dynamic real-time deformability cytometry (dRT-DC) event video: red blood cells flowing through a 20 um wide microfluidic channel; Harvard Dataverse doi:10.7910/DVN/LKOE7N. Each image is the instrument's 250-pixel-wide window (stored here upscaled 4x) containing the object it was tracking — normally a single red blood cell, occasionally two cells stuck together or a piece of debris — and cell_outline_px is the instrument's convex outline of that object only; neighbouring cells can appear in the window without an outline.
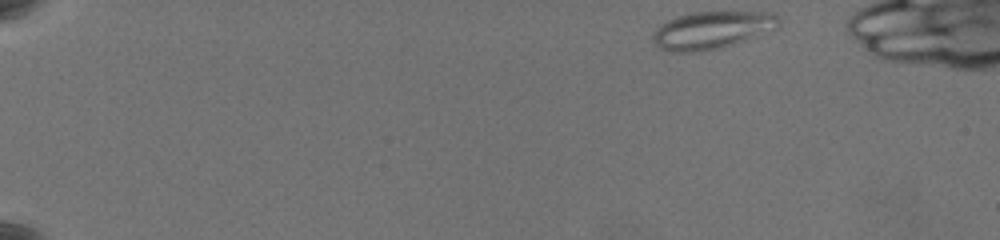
{"species": "common noctule bat (a hibernating species)", "species_latin": "Nyctalus noctula", "temperature_condition": "warm", "stored_images_in_passage": 53, "camera_frame_rate_fps": 3000, "um_per_image_px": 0.085, "animal": {"sex": "female", "body_mass_g": 19.5, "forearm_length_mm": 54.1}, "frame": {"image": 1, "passage_image": 1, "time_ms": 0.0, "image_size_px": [1000, 240], "cell_outline_px": [[780, 24], [776, 28], [744, 40], [720, 48], [700, 52], [668, 52], [660, 48], [652, 40], [652, 36], [656, 28], [668, 20], [676, 16], [692, 12], [776, 12], [780, 16]], "centroid_in_image_um": [60.51, 2.55], "position_along_channel_um": 24.5, "area_um2": 27.57}}
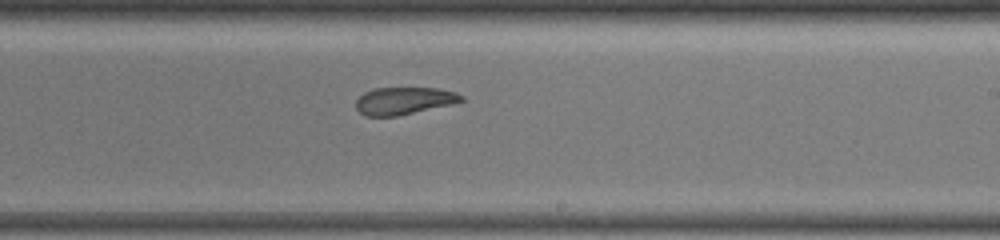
{"frame": {"image": 2, "passage_image": 32, "time_ms": 10.333, "image_size_px": [1000, 240], "cell_outline_px": [[464, 100], [452, 104], [396, 116], [364, 116], [356, 108], [356, 100], [364, 92], [376, 88], [436, 88], [456, 92], [464, 96]], "centroid_in_image_um": [34.33, 8.56], "position_along_channel_um": 254.7, "area_um2": 16.7}}
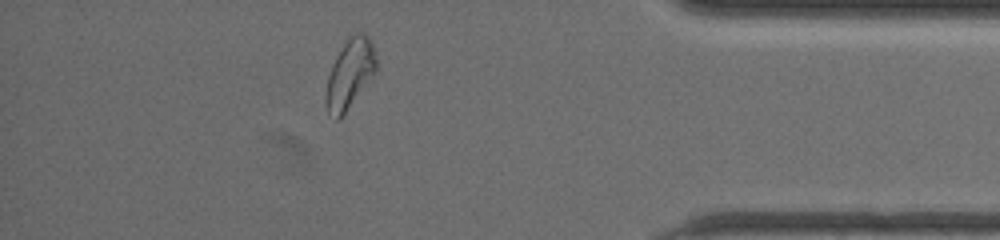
{"frame": {"image": 3, "passage_image": 47, "time_ms": 15.333, "image_size_px": [1000, 240], "cell_outline_px": [[376, 68], [372, 76], [344, 112], [336, 120], [328, 112], [324, 104], [324, 96], [328, 76], [332, 64], [336, 56], [348, 36], [356, 32], [364, 32], [372, 40], [376, 56]], "centroid_in_image_um": [29.71, 6.21], "position_along_channel_um": 405.5, "area_um2": 20.11}}